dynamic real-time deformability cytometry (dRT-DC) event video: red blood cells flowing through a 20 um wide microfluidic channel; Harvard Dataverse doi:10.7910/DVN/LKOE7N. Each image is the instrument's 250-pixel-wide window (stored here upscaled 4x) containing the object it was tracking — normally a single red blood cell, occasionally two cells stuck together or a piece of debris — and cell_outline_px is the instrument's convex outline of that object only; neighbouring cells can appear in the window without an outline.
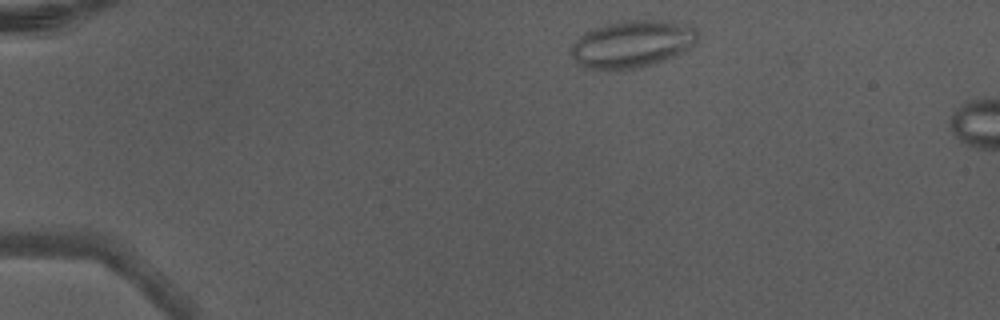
{"species": "Egyptian fruit bat (a non-hibernating species)", "species_latin": "Rousettus aegyptiacus", "temperature_condition": "warm", "stored_images_in_passage": 3, "camera_frame_rate_fps": 3000, "um_per_image_px": 0.085, "animal": {"sex": "male"}, "frame": {"image": 1, "passage_image": 1, "time_ms": 0.0, "image_size_px": [1000, 320], "cell_outline_px": [[696, 44], [664, 60], [640, 68], [588, 68], [580, 64], [572, 56], [572, 44], [580, 36], [592, 28], [604, 24], [624, 20], [664, 20], [688, 24], [696, 28]], "centroid_in_image_um": [53.75, 3.7], "position_along_channel_um": 31.2, "area_um2": 34.33}}